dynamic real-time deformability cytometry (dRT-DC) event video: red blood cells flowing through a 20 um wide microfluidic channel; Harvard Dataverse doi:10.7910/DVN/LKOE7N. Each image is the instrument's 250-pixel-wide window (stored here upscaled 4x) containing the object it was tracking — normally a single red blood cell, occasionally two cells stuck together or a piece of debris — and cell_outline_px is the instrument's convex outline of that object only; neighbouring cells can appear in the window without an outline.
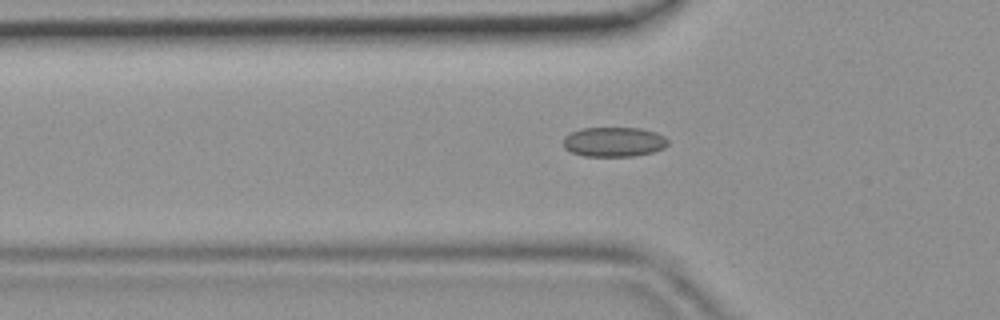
{"species": "common noctule bat (a hibernating species)", "species_latin": "Nyctalus noctula", "temperature_condition": "room temperature", "stored_images_in_passage": 46, "camera_frame_rate_fps": 3000, "um_per_image_px": 0.085, "animal": {"sex": "female", "body_mass_g": 19.9}, "frame": {"image": 1, "passage_image": 14, "time_ms": 4.333, "image_size_px": [1000, 320], "cell_outline_px": [[668, 144], [664, 148], [652, 152], [632, 156], [584, 156], [572, 152], [564, 148], [564, 136], [580, 128], [640, 128], [656, 132], [664, 136], [668, 140]], "centroid_in_image_um": [52.18, 12.05], "position_along_channel_um": 73.6, "area_um2": 18.09}}
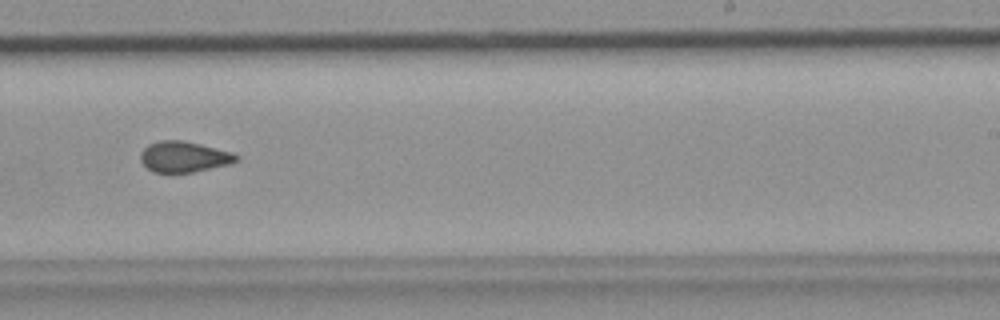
{"frame": {"image": 2, "passage_image": 28, "time_ms": 9.0, "image_size_px": [1000, 320], "cell_outline_px": [[240, 160], [228, 164], [192, 172], [156, 172], [148, 168], [140, 160], [140, 152], [148, 144], [160, 140], [180, 140], [200, 144], [232, 152], [240, 156]], "centroid_in_image_um": [15.64, 13.31], "position_along_channel_um": 273.4, "area_um2": 17.05}}
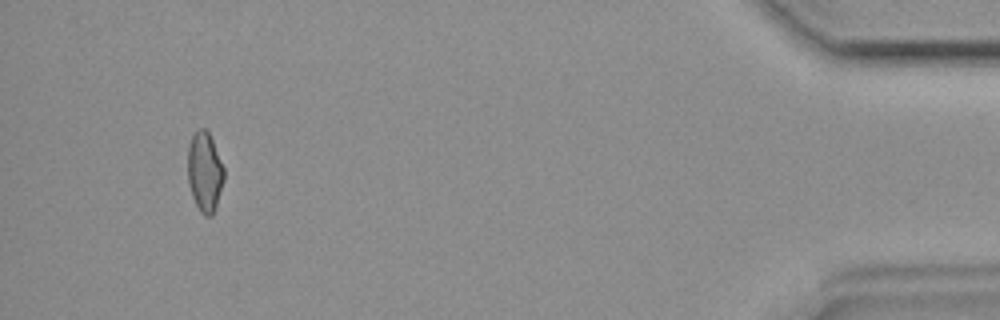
{"frame": {"image": 3, "passage_image": 43, "time_ms": 14.0, "image_size_px": [1000, 320], "cell_outline_px": [[224, 180], [216, 208], [212, 216], [204, 216], [200, 212], [192, 196], [188, 184], [188, 144], [192, 136], [200, 128], [204, 128], [208, 132], [212, 140], [224, 168]], "centroid_in_image_um": [17.4, 14.65], "position_along_channel_um": 417.8, "area_um2": 16.88}}